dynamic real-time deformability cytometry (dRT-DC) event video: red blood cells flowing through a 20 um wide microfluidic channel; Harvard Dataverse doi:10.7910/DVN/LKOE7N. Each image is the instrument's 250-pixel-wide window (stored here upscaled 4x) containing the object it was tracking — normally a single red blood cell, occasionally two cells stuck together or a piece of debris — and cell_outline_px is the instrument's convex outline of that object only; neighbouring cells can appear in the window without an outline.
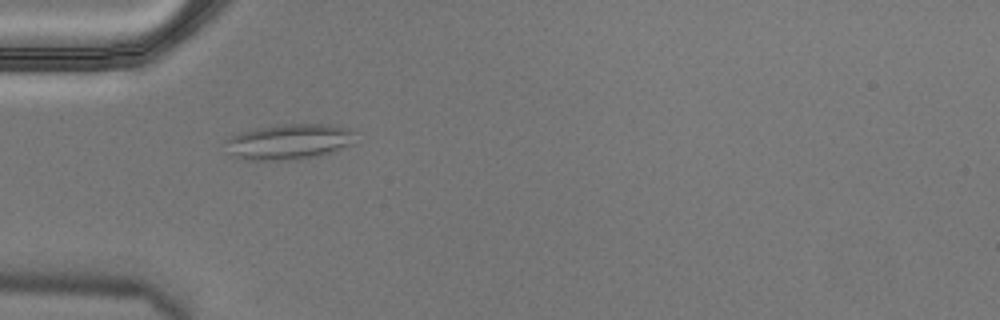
{"species": "Egyptian fruit bat (a non-hibernating species)", "species_latin": "Rousettus aegyptiacus", "temperature_condition": "cold", "stored_images_in_passage": 2, "camera_frame_rate_fps": 3000, "um_per_image_px": 0.085, "animal": {"sex": "male"}, "frame": {"image": 1, "passage_image": 1, "time_ms": 0.0, "image_size_px": [1000, 320], "cell_outline_px": [[356, 144], [332, 152], [316, 156], [292, 160], [252, 160], [236, 156], [232, 152], [228, 140], [232, 136], [240, 132], [252, 128], [284, 124], [332, 124], [348, 128], [352, 132]], "centroid_in_image_um": [24.68, 12.03], "position_along_channel_um": 60.3, "area_um2": 26.59}}